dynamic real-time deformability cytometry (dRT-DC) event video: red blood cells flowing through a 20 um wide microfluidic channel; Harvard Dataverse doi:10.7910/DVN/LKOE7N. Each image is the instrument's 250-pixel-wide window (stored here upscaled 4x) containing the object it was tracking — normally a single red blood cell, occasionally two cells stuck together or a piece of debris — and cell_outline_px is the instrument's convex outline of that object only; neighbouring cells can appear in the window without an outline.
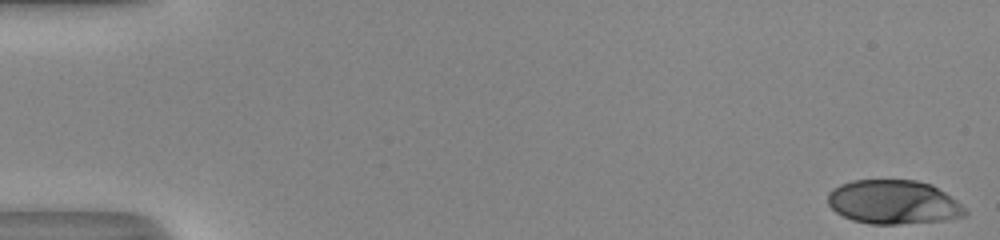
{"species": "human", "species_latin": "Homo sapiens", "temperature_condition": "room temperature", "stored_images_in_passage": 51, "camera_frame_rate_fps": 3000, "um_per_image_px": 0.085, "donor": {"sex": "male"}, "frame": {"image": 1, "passage_image": 1, "time_ms": 0.0, "image_size_px": [1000, 240], "cell_outline_px": [[968, 216], [944, 220], [896, 224], [868, 224], [852, 220], [836, 212], [828, 204], [828, 192], [832, 188], [840, 184], [852, 180], [916, 180], [932, 184], [956, 200], [968, 212]], "centroid_in_image_um": [75.94, 17.18], "position_along_channel_um": 9.1, "area_um2": 35.32}}
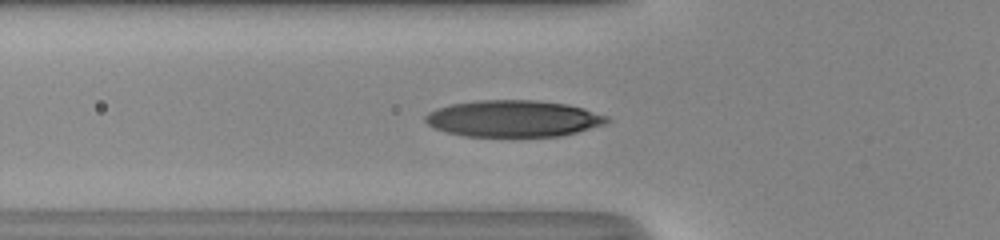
{"frame": {"image": 2, "passage_image": 19, "time_ms": 6.0, "image_size_px": [1000, 240], "cell_outline_px": [[612, 120], [604, 124], [576, 132], [560, 136], [464, 136], [448, 132], [436, 128], [428, 124], [424, 120], [424, 116], [428, 112], [436, 108], [452, 104], [476, 100], [536, 100], [568, 104], [584, 108], [608, 116]], "centroid_in_image_um": [43.64, 10.07], "position_along_channel_um": 82.2, "area_um2": 38.73}}
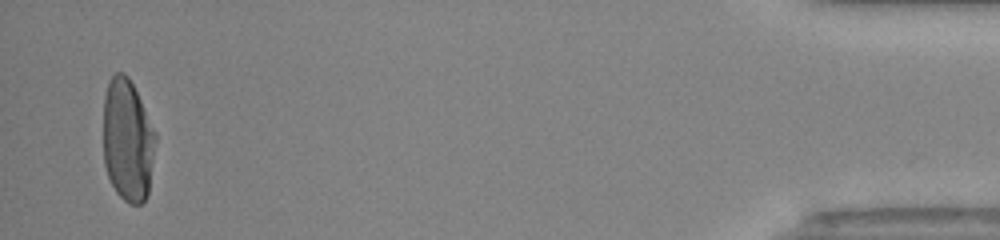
{"frame": {"image": 3, "passage_image": 50, "time_ms": 16.333, "image_size_px": [1000, 240], "cell_outline_px": [[156, 140], [148, 192], [144, 200], [140, 204], [128, 204], [116, 192], [108, 176], [104, 164], [104, 96], [108, 80], [116, 72], [124, 72], [128, 76], [140, 100], [156, 136]], "centroid_in_image_um": [10.83, 11.93], "position_along_channel_um": 424.4, "area_um2": 36.99}, "authors_computed_cell_mechanics": {"area_um2": 37.1654, "velocity_mm_per_s": 4.1196, "shape_relaxation_time_tau1_ms": 5.2241, "shape_relaxation_time_tau2_ms": null, "deformation_change_tau1": 0.2628, "deformation_change_tau2": null}}